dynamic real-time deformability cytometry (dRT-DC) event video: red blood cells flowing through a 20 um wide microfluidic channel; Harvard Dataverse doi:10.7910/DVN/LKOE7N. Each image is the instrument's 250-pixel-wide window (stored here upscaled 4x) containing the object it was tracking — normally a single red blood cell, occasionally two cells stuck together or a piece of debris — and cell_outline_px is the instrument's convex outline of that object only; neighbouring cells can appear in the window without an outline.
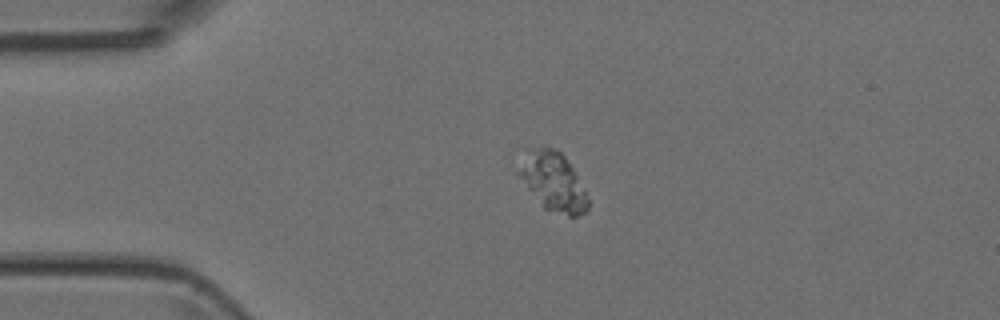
{"species": "Egyptian fruit bat (a non-hibernating species)", "species_latin": "Rousettus aegyptiacus", "temperature_condition": "room temperature", "stored_images_in_passage": 5, "camera_frame_rate_fps": 3000, "um_per_image_px": 0.085, "animal": {"sex": "female"}, "frame": {"image": 1, "passage_image": 3, "time_ms": 2.333, "image_size_px": [1000, 320], "cell_outline_px": [[588, 212], [576, 216], [568, 216], [544, 208], [528, 188], [516, 172], [528, 148], [544, 144], [556, 148], [564, 156], [572, 168], [588, 200]], "centroid_in_image_um": [46.99, 15.39], "position_along_channel_um": 38.0, "area_um2": 23.47}}
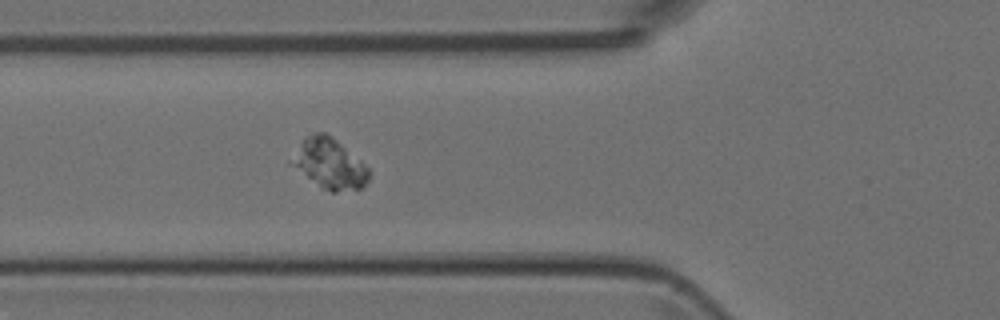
{"frame": {"image": 2, "passage_image": 5, "time_ms": 4.667, "image_size_px": [1000, 320], "cell_outline_px": [[368, 180], [360, 188], [336, 192], [332, 192], [324, 188], [288, 164], [288, 160], [304, 140], [312, 132], [324, 132], [336, 140], [360, 160], [368, 168]], "centroid_in_image_um": [27.97, 13.91], "position_along_channel_um": 97.8, "area_um2": 21.96}}